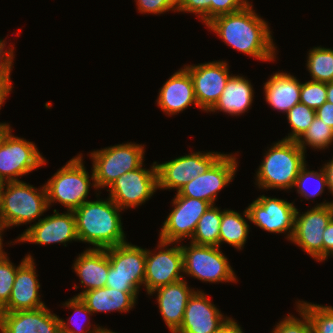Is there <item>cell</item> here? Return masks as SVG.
Segmentation results:
<instances>
[{
    "label": "cell",
    "instance_id": "6da1fadb",
    "mask_svg": "<svg viewBox=\"0 0 333 333\" xmlns=\"http://www.w3.org/2000/svg\"><path fill=\"white\" fill-rule=\"evenodd\" d=\"M252 6L250 4L237 12L217 16L206 25L232 48L255 59L272 61L276 58V48L271 31Z\"/></svg>",
    "mask_w": 333,
    "mask_h": 333
},
{
    "label": "cell",
    "instance_id": "7a4b0ae2",
    "mask_svg": "<svg viewBox=\"0 0 333 333\" xmlns=\"http://www.w3.org/2000/svg\"><path fill=\"white\" fill-rule=\"evenodd\" d=\"M121 208L110 197L86 201L73 210L79 241L92 244L94 249H106L126 242L120 218Z\"/></svg>",
    "mask_w": 333,
    "mask_h": 333
},
{
    "label": "cell",
    "instance_id": "3957f363",
    "mask_svg": "<svg viewBox=\"0 0 333 333\" xmlns=\"http://www.w3.org/2000/svg\"><path fill=\"white\" fill-rule=\"evenodd\" d=\"M305 164V152L297 141L282 139L264 155L256 172L257 185L261 189H291Z\"/></svg>",
    "mask_w": 333,
    "mask_h": 333
},
{
    "label": "cell",
    "instance_id": "277c9868",
    "mask_svg": "<svg viewBox=\"0 0 333 333\" xmlns=\"http://www.w3.org/2000/svg\"><path fill=\"white\" fill-rule=\"evenodd\" d=\"M48 207L45 185L38 190L20 180L2 183L1 218L4 228L36 220Z\"/></svg>",
    "mask_w": 333,
    "mask_h": 333
},
{
    "label": "cell",
    "instance_id": "5b68a950",
    "mask_svg": "<svg viewBox=\"0 0 333 333\" xmlns=\"http://www.w3.org/2000/svg\"><path fill=\"white\" fill-rule=\"evenodd\" d=\"M144 147L136 143L110 146L91 153L93 187H109L118 177L143 164Z\"/></svg>",
    "mask_w": 333,
    "mask_h": 333
},
{
    "label": "cell",
    "instance_id": "8992f818",
    "mask_svg": "<svg viewBox=\"0 0 333 333\" xmlns=\"http://www.w3.org/2000/svg\"><path fill=\"white\" fill-rule=\"evenodd\" d=\"M90 176L83 165L82 155L72 158L45 184L47 202L64 205L73 211L86 201L90 187Z\"/></svg>",
    "mask_w": 333,
    "mask_h": 333
},
{
    "label": "cell",
    "instance_id": "52a82bcc",
    "mask_svg": "<svg viewBox=\"0 0 333 333\" xmlns=\"http://www.w3.org/2000/svg\"><path fill=\"white\" fill-rule=\"evenodd\" d=\"M183 253V273L201 281L236 282L232 267L219 247L197 245L181 246Z\"/></svg>",
    "mask_w": 333,
    "mask_h": 333
},
{
    "label": "cell",
    "instance_id": "ba28073f",
    "mask_svg": "<svg viewBox=\"0 0 333 333\" xmlns=\"http://www.w3.org/2000/svg\"><path fill=\"white\" fill-rule=\"evenodd\" d=\"M11 131L9 128L0 141V183L19 181L16 177L46 162L34 143L12 135Z\"/></svg>",
    "mask_w": 333,
    "mask_h": 333
},
{
    "label": "cell",
    "instance_id": "9c48e42d",
    "mask_svg": "<svg viewBox=\"0 0 333 333\" xmlns=\"http://www.w3.org/2000/svg\"><path fill=\"white\" fill-rule=\"evenodd\" d=\"M333 218V202H323L299 214L296 209L294 233L290 241L311 257L323 261V232Z\"/></svg>",
    "mask_w": 333,
    "mask_h": 333
},
{
    "label": "cell",
    "instance_id": "30bf717a",
    "mask_svg": "<svg viewBox=\"0 0 333 333\" xmlns=\"http://www.w3.org/2000/svg\"><path fill=\"white\" fill-rule=\"evenodd\" d=\"M156 163H153L150 170L142 168V164L118 177L107 190L110 192V199L124 210L137 207L151 198L158 189Z\"/></svg>",
    "mask_w": 333,
    "mask_h": 333
},
{
    "label": "cell",
    "instance_id": "8fae6325",
    "mask_svg": "<svg viewBox=\"0 0 333 333\" xmlns=\"http://www.w3.org/2000/svg\"><path fill=\"white\" fill-rule=\"evenodd\" d=\"M296 209L293 203L283 199L260 195L244 210L243 217L270 233L286 231L288 240H291L294 233Z\"/></svg>",
    "mask_w": 333,
    "mask_h": 333
},
{
    "label": "cell",
    "instance_id": "7c38bea8",
    "mask_svg": "<svg viewBox=\"0 0 333 333\" xmlns=\"http://www.w3.org/2000/svg\"><path fill=\"white\" fill-rule=\"evenodd\" d=\"M222 155L220 152H196L162 164L156 163L158 188H173L178 193L189 181L205 173Z\"/></svg>",
    "mask_w": 333,
    "mask_h": 333
},
{
    "label": "cell",
    "instance_id": "4fadbf2b",
    "mask_svg": "<svg viewBox=\"0 0 333 333\" xmlns=\"http://www.w3.org/2000/svg\"><path fill=\"white\" fill-rule=\"evenodd\" d=\"M159 252L156 254L146 249L144 286L150 294L158 287L175 283L183 279V253L181 246H170L173 242L159 240Z\"/></svg>",
    "mask_w": 333,
    "mask_h": 333
},
{
    "label": "cell",
    "instance_id": "5bb4252c",
    "mask_svg": "<svg viewBox=\"0 0 333 333\" xmlns=\"http://www.w3.org/2000/svg\"><path fill=\"white\" fill-rule=\"evenodd\" d=\"M173 210L167 216L160 231V239L177 243L183 238H192L199 219L211 206L207 201L180 196L173 199Z\"/></svg>",
    "mask_w": 333,
    "mask_h": 333
},
{
    "label": "cell",
    "instance_id": "9a60e30c",
    "mask_svg": "<svg viewBox=\"0 0 333 333\" xmlns=\"http://www.w3.org/2000/svg\"><path fill=\"white\" fill-rule=\"evenodd\" d=\"M236 159L231 154H223L205 173L184 185L178 194L214 205L218 192L233 180L238 166Z\"/></svg>",
    "mask_w": 333,
    "mask_h": 333
},
{
    "label": "cell",
    "instance_id": "2e32d148",
    "mask_svg": "<svg viewBox=\"0 0 333 333\" xmlns=\"http://www.w3.org/2000/svg\"><path fill=\"white\" fill-rule=\"evenodd\" d=\"M190 74L196 101L201 110L209 111L222 95L231 76L224 61H212L184 67Z\"/></svg>",
    "mask_w": 333,
    "mask_h": 333
},
{
    "label": "cell",
    "instance_id": "e0dca14e",
    "mask_svg": "<svg viewBox=\"0 0 333 333\" xmlns=\"http://www.w3.org/2000/svg\"><path fill=\"white\" fill-rule=\"evenodd\" d=\"M17 242H30L35 244L64 243L78 241L76 221L73 211L59 214L54 209V214L32 224L23 234L17 238Z\"/></svg>",
    "mask_w": 333,
    "mask_h": 333
},
{
    "label": "cell",
    "instance_id": "ac0fdd59",
    "mask_svg": "<svg viewBox=\"0 0 333 333\" xmlns=\"http://www.w3.org/2000/svg\"><path fill=\"white\" fill-rule=\"evenodd\" d=\"M229 317L222 313L202 291H194L184 311L180 329L176 333H214Z\"/></svg>",
    "mask_w": 333,
    "mask_h": 333
},
{
    "label": "cell",
    "instance_id": "d6986e66",
    "mask_svg": "<svg viewBox=\"0 0 333 333\" xmlns=\"http://www.w3.org/2000/svg\"><path fill=\"white\" fill-rule=\"evenodd\" d=\"M0 333H61L59 317L46 306L36 310L0 312Z\"/></svg>",
    "mask_w": 333,
    "mask_h": 333
},
{
    "label": "cell",
    "instance_id": "ffe728a7",
    "mask_svg": "<svg viewBox=\"0 0 333 333\" xmlns=\"http://www.w3.org/2000/svg\"><path fill=\"white\" fill-rule=\"evenodd\" d=\"M34 259H27L18 269L8 303L0 312L36 310L45 306L40 301Z\"/></svg>",
    "mask_w": 333,
    "mask_h": 333
},
{
    "label": "cell",
    "instance_id": "44dd1931",
    "mask_svg": "<svg viewBox=\"0 0 333 333\" xmlns=\"http://www.w3.org/2000/svg\"><path fill=\"white\" fill-rule=\"evenodd\" d=\"M110 261L108 274L129 279L138 289L144 285L146 250L128 242L106 248Z\"/></svg>",
    "mask_w": 333,
    "mask_h": 333
},
{
    "label": "cell",
    "instance_id": "7402d4cb",
    "mask_svg": "<svg viewBox=\"0 0 333 333\" xmlns=\"http://www.w3.org/2000/svg\"><path fill=\"white\" fill-rule=\"evenodd\" d=\"M197 107L194 85L189 72L182 68L175 72L160 88L157 105L168 115L178 114L189 105Z\"/></svg>",
    "mask_w": 333,
    "mask_h": 333
},
{
    "label": "cell",
    "instance_id": "603a6c76",
    "mask_svg": "<svg viewBox=\"0 0 333 333\" xmlns=\"http://www.w3.org/2000/svg\"><path fill=\"white\" fill-rule=\"evenodd\" d=\"M157 292L158 307L172 333H176L182 324L187 302L194 290L188 288L184 279L172 284L164 285L153 290L149 295Z\"/></svg>",
    "mask_w": 333,
    "mask_h": 333
},
{
    "label": "cell",
    "instance_id": "cb8c5ba5",
    "mask_svg": "<svg viewBox=\"0 0 333 333\" xmlns=\"http://www.w3.org/2000/svg\"><path fill=\"white\" fill-rule=\"evenodd\" d=\"M73 265L81 284L86 288L82 292L106 286L110 266L106 249L88 248L79 254Z\"/></svg>",
    "mask_w": 333,
    "mask_h": 333
},
{
    "label": "cell",
    "instance_id": "d4e9b609",
    "mask_svg": "<svg viewBox=\"0 0 333 333\" xmlns=\"http://www.w3.org/2000/svg\"><path fill=\"white\" fill-rule=\"evenodd\" d=\"M263 88L266 102L273 109L287 113L293 106L300 103L301 83L290 74L274 73Z\"/></svg>",
    "mask_w": 333,
    "mask_h": 333
},
{
    "label": "cell",
    "instance_id": "484cf974",
    "mask_svg": "<svg viewBox=\"0 0 333 333\" xmlns=\"http://www.w3.org/2000/svg\"><path fill=\"white\" fill-rule=\"evenodd\" d=\"M139 292H123L114 288H98L76 295L93 312H128L135 306Z\"/></svg>",
    "mask_w": 333,
    "mask_h": 333
},
{
    "label": "cell",
    "instance_id": "4316f807",
    "mask_svg": "<svg viewBox=\"0 0 333 333\" xmlns=\"http://www.w3.org/2000/svg\"><path fill=\"white\" fill-rule=\"evenodd\" d=\"M253 95V87L250 81L243 76L231 75L222 95L209 111L215 112L218 110L226 112L231 116L240 115L251 107Z\"/></svg>",
    "mask_w": 333,
    "mask_h": 333
},
{
    "label": "cell",
    "instance_id": "83f0119b",
    "mask_svg": "<svg viewBox=\"0 0 333 333\" xmlns=\"http://www.w3.org/2000/svg\"><path fill=\"white\" fill-rule=\"evenodd\" d=\"M249 225L242 215L233 210H224L219 230V247L226 242L237 250H242L245 245Z\"/></svg>",
    "mask_w": 333,
    "mask_h": 333
},
{
    "label": "cell",
    "instance_id": "f1b7e54d",
    "mask_svg": "<svg viewBox=\"0 0 333 333\" xmlns=\"http://www.w3.org/2000/svg\"><path fill=\"white\" fill-rule=\"evenodd\" d=\"M222 212L216 206L211 205L199 219L191 242L197 245L219 247Z\"/></svg>",
    "mask_w": 333,
    "mask_h": 333
},
{
    "label": "cell",
    "instance_id": "f546056e",
    "mask_svg": "<svg viewBox=\"0 0 333 333\" xmlns=\"http://www.w3.org/2000/svg\"><path fill=\"white\" fill-rule=\"evenodd\" d=\"M306 66L313 81L333 82V49L324 47L311 49Z\"/></svg>",
    "mask_w": 333,
    "mask_h": 333
},
{
    "label": "cell",
    "instance_id": "4dcf8cb0",
    "mask_svg": "<svg viewBox=\"0 0 333 333\" xmlns=\"http://www.w3.org/2000/svg\"><path fill=\"white\" fill-rule=\"evenodd\" d=\"M333 142V128L328 126L318 117H315L303 136L297 141L300 148L304 151L306 145L315 149H325Z\"/></svg>",
    "mask_w": 333,
    "mask_h": 333
},
{
    "label": "cell",
    "instance_id": "1f68e13d",
    "mask_svg": "<svg viewBox=\"0 0 333 333\" xmlns=\"http://www.w3.org/2000/svg\"><path fill=\"white\" fill-rule=\"evenodd\" d=\"M286 114L287 120L292 128V133L284 139L291 141H298L316 117L315 110L302 103L293 106Z\"/></svg>",
    "mask_w": 333,
    "mask_h": 333
},
{
    "label": "cell",
    "instance_id": "d6a6232c",
    "mask_svg": "<svg viewBox=\"0 0 333 333\" xmlns=\"http://www.w3.org/2000/svg\"><path fill=\"white\" fill-rule=\"evenodd\" d=\"M299 302H297V307H300L309 317L314 333H333L332 306H320L304 301Z\"/></svg>",
    "mask_w": 333,
    "mask_h": 333
},
{
    "label": "cell",
    "instance_id": "836d02e7",
    "mask_svg": "<svg viewBox=\"0 0 333 333\" xmlns=\"http://www.w3.org/2000/svg\"><path fill=\"white\" fill-rule=\"evenodd\" d=\"M306 166L307 165L305 164L301 168L298 177L295 180L294 187L296 186L298 188L297 193H299L301 196L309 200L311 197H316L322 194L324 191V187L325 186L327 187L328 185L323 168L320 169V172L318 173L313 170L312 171L307 170ZM312 179L313 182L315 183L313 186L314 189L312 191H310L311 189L308 191ZM307 183H309L310 185H308Z\"/></svg>",
    "mask_w": 333,
    "mask_h": 333
},
{
    "label": "cell",
    "instance_id": "e575fe53",
    "mask_svg": "<svg viewBox=\"0 0 333 333\" xmlns=\"http://www.w3.org/2000/svg\"><path fill=\"white\" fill-rule=\"evenodd\" d=\"M27 259L33 258L30 254H28L25 258H23L19 266L15 267L13 263L10 262L6 252L0 257V310L8 303L10 299L17 269Z\"/></svg>",
    "mask_w": 333,
    "mask_h": 333
},
{
    "label": "cell",
    "instance_id": "d590c367",
    "mask_svg": "<svg viewBox=\"0 0 333 333\" xmlns=\"http://www.w3.org/2000/svg\"><path fill=\"white\" fill-rule=\"evenodd\" d=\"M326 97V83L313 80L301 83L300 103L316 110L326 102Z\"/></svg>",
    "mask_w": 333,
    "mask_h": 333
},
{
    "label": "cell",
    "instance_id": "8d00e7d4",
    "mask_svg": "<svg viewBox=\"0 0 333 333\" xmlns=\"http://www.w3.org/2000/svg\"><path fill=\"white\" fill-rule=\"evenodd\" d=\"M297 311L300 313L302 320L289 315L276 325L272 333H314L307 314L300 307Z\"/></svg>",
    "mask_w": 333,
    "mask_h": 333
},
{
    "label": "cell",
    "instance_id": "74e56055",
    "mask_svg": "<svg viewBox=\"0 0 333 333\" xmlns=\"http://www.w3.org/2000/svg\"><path fill=\"white\" fill-rule=\"evenodd\" d=\"M64 306H67L68 308H71L74 310V315H92V312L87 308V306L85 305V303L80 299V297H76L74 296L73 298H71L69 301H66L64 304ZM78 317V316H77ZM72 316H70L68 319H70L71 321H75L74 319H71ZM77 321V320H76ZM76 321L74 323H76ZM59 323H60V332L61 333H101L102 327H96L95 329H93L92 331L88 329L87 330H82L83 328L78 327L79 329H74V328H69V326L67 325V323L59 318ZM76 325V324H75ZM74 327V326H73ZM82 330V331H81ZM89 330V331H88Z\"/></svg>",
    "mask_w": 333,
    "mask_h": 333
},
{
    "label": "cell",
    "instance_id": "f35d334b",
    "mask_svg": "<svg viewBox=\"0 0 333 333\" xmlns=\"http://www.w3.org/2000/svg\"><path fill=\"white\" fill-rule=\"evenodd\" d=\"M13 48L7 50L1 57H0V108L3 106L2 104L7 98V95L12 90L11 80H10V73L12 70V63L14 52Z\"/></svg>",
    "mask_w": 333,
    "mask_h": 333
},
{
    "label": "cell",
    "instance_id": "ab89813d",
    "mask_svg": "<svg viewBox=\"0 0 333 333\" xmlns=\"http://www.w3.org/2000/svg\"><path fill=\"white\" fill-rule=\"evenodd\" d=\"M209 22L220 15L237 12L249 6L247 0H208Z\"/></svg>",
    "mask_w": 333,
    "mask_h": 333
},
{
    "label": "cell",
    "instance_id": "60d3db41",
    "mask_svg": "<svg viewBox=\"0 0 333 333\" xmlns=\"http://www.w3.org/2000/svg\"><path fill=\"white\" fill-rule=\"evenodd\" d=\"M136 2L141 13L162 14L169 10L177 11V0H136Z\"/></svg>",
    "mask_w": 333,
    "mask_h": 333
},
{
    "label": "cell",
    "instance_id": "b9f144b4",
    "mask_svg": "<svg viewBox=\"0 0 333 333\" xmlns=\"http://www.w3.org/2000/svg\"><path fill=\"white\" fill-rule=\"evenodd\" d=\"M177 11L198 14L203 23L209 22L208 0H177Z\"/></svg>",
    "mask_w": 333,
    "mask_h": 333
},
{
    "label": "cell",
    "instance_id": "7bdbcfd3",
    "mask_svg": "<svg viewBox=\"0 0 333 333\" xmlns=\"http://www.w3.org/2000/svg\"><path fill=\"white\" fill-rule=\"evenodd\" d=\"M106 287L114 288L123 292H138L139 289L127 278L121 276H110L108 274Z\"/></svg>",
    "mask_w": 333,
    "mask_h": 333
},
{
    "label": "cell",
    "instance_id": "ee69618b",
    "mask_svg": "<svg viewBox=\"0 0 333 333\" xmlns=\"http://www.w3.org/2000/svg\"><path fill=\"white\" fill-rule=\"evenodd\" d=\"M333 255V218L323 232V261Z\"/></svg>",
    "mask_w": 333,
    "mask_h": 333
},
{
    "label": "cell",
    "instance_id": "f6af8a7d",
    "mask_svg": "<svg viewBox=\"0 0 333 333\" xmlns=\"http://www.w3.org/2000/svg\"><path fill=\"white\" fill-rule=\"evenodd\" d=\"M316 117L324 121L325 124L333 128V104L325 102L321 107L315 110Z\"/></svg>",
    "mask_w": 333,
    "mask_h": 333
},
{
    "label": "cell",
    "instance_id": "bcb514c9",
    "mask_svg": "<svg viewBox=\"0 0 333 333\" xmlns=\"http://www.w3.org/2000/svg\"><path fill=\"white\" fill-rule=\"evenodd\" d=\"M214 333H244L241 327L233 319L229 318L218 330Z\"/></svg>",
    "mask_w": 333,
    "mask_h": 333
},
{
    "label": "cell",
    "instance_id": "7dc6e473",
    "mask_svg": "<svg viewBox=\"0 0 333 333\" xmlns=\"http://www.w3.org/2000/svg\"><path fill=\"white\" fill-rule=\"evenodd\" d=\"M323 170L327 179V188H329L330 192L333 194V159L325 164Z\"/></svg>",
    "mask_w": 333,
    "mask_h": 333
},
{
    "label": "cell",
    "instance_id": "c3c4849f",
    "mask_svg": "<svg viewBox=\"0 0 333 333\" xmlns=\"http://www.w3.org/2000/svg\"><path fill=\"white\" fill-rule=\"evenodd\" d=\"M326 101L333 104V82L326 83Z\"/></svg>",
    "mask_w": 333,
    "mask_h": 333
},
{
    "label": "cell",
    "instance_id": "681fc988",
    "mask_svg": "<svg viewBox=\"0 0 333 333\" xmlns=\"http://www.w3.org/2000/svg\"><path fill=\"white\" fill-rule=\"evenodd\" d=\"M10 128L9 124L0 123V141L4 135V133Z\"/></svg>",
    "mask_w": 333,
    "mask_h": 333
},
{
    "label": "cell",
    "instance_id": "f907efd6",
    "mask_svg": "<svg viewBox=\"0 0 333 333\" xmlns=\"http://www.w3.org/2000/svg\"><path fill=\"white\" fill-rule=\"evenodd\" d=\"M1 193H2V183H0V230H4L5 228L3 227L2 218H1Z\"/></svg>",
    "mask_w": 333,
    "mask_h": 333
},
{
    "label": "cell",
    "instance_id": "816d5d0a",
    "mask_svg": "<svg viewBox=\"0 0 333 333\" xmlns=\"http://www.w3.org/2000/svg\"><path fill=\"white\" fill-rule=\"evenodd\" d=\"M5 45H6L5 40L0 39V57L6 52V50H4Z\"/></svg>",
    "mask_w": 333,
    "mask_h": 333
},
{
    "label": "cell",
    "instance_id": "f5cc1de1",
    "mask_svg": "<svg viewBox=\"0 0 333 333\" xmlns=\"http://www.w3.org/2000/svg\"><path fill=\"white\" fill-rule=\"evenodd\" d=\"M2 231H4V230H0V257L5 253V252L3 251V247H2V246H3V245H2V243H3V242H2V236H1V235H2V234H1Z\"/></svg>",
    "mask_w": 333,
    "mask_h": 333
},
{
    "label": "cell",
    "instance_id": "db71d44e",
    "mask_svg": "<svg viewBox=\"0 0 333 333\" xmlns=\"http://www.w3.org/2000/svg\"><path fill=\"white\" fill-rule=\"evenodd\" d=\"M101 333H116V332L110 331L107 328L106 329L102 328Z\"/></svg>",
    "mask_w": 333,
    "mask_h": 333
}]
</instances>
